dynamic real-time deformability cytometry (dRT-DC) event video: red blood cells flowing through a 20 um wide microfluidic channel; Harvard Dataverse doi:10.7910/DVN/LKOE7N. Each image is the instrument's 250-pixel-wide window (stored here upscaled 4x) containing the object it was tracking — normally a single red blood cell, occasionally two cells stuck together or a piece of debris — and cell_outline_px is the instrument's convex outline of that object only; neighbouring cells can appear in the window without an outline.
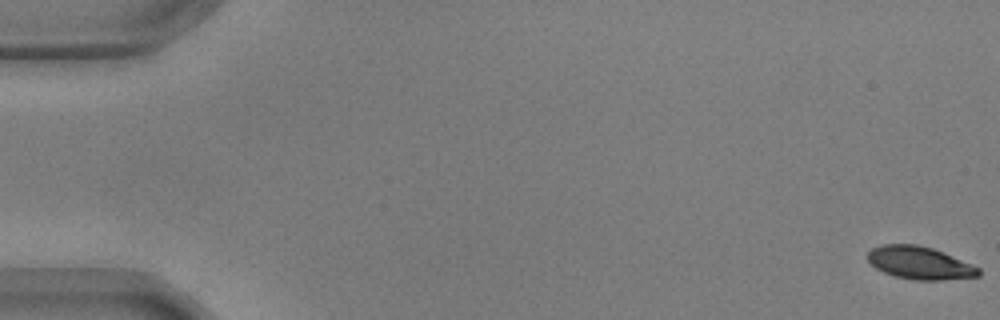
{"species": "common noctule bat (a hibernating species)", "species_latin": "Nyctalus noctula", "temperature_condition": "warm", "stored_images_in_passage": 57, "camera_frame_rate_fps": 3000, "um_per_image_px": 0.085, "animal": {"sex": "male", "body_mass_g": 17.9, "forearm_length_mm": 54.2}, "frame": {"image": 1, "passage_image": 1, "time_ms": 0.0, "image_size_px": [1000, 320], "cell_outline_px": [[980, 276], [944, 280], [916, 280], [896, 276], [884, 272], [876, 268], [864, 256], [872, 248], [884, 244], [916, 244], [932, 248], [944, 252], [972, 264], [980, 268]], "centroid_in_image_um": [78.18, 22.34], "position_along_channel_um": 6.8, "area_um2": 21.21}}
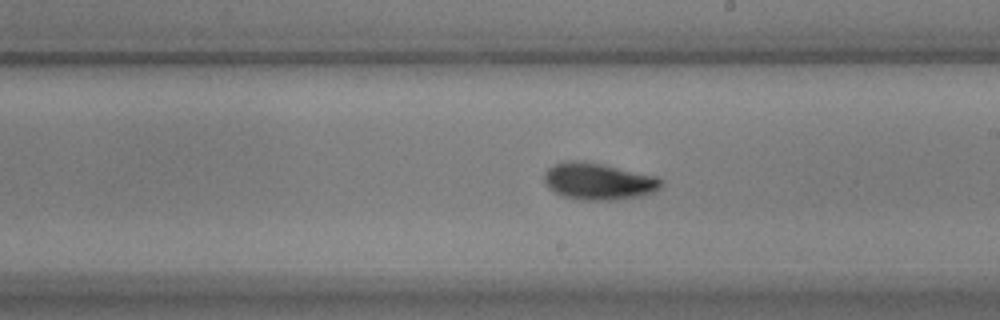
{"frame": {"image": 2, "passage_image": 33, "time_ms": 10.667, "image_size_px": [1000, 320], "cell_outline_px": [[664, 184], [660, 188], [652, 192], [640, 196], [608, 200], [580, 200], [560, 196], [548, 188], [544, 184], [544, 172], [548, 168], [556, 164], [572, 160], [584, 160], [604, 164], [656, 176], [664, 180]], "centroid_in_image_um": [50.85, 15.41], "position_along_channel_um": 238.2, "area_um2": 25.37}}
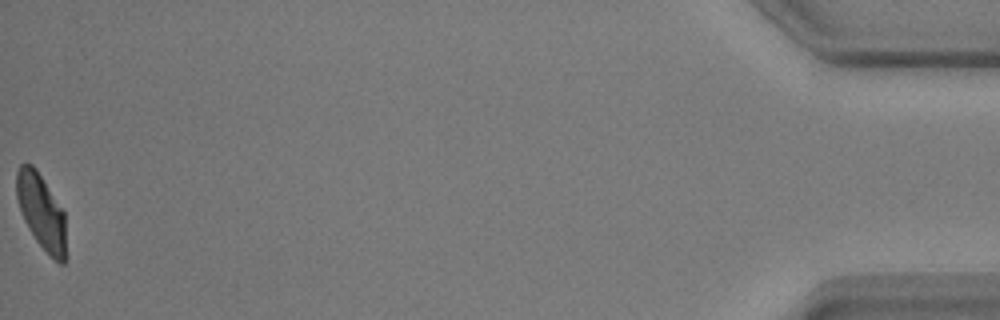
{"frame": {"image": 3, "passage_image": 57, "time_ms": 18.667, "image_size_px": [1000, 320], "cell_outline_px": [[64, 264], [60, 264], [36, 240], [28, 228], [24, 220], [16, 196], [16, 172], [20, 164], [32, 164], [36, 168], [64, 212]], "centroid_in_image_um": [3.47, 17.93], "position_along_channel_um": 431.7, "area_um2": 21.04}, "authors_computed_cell_mechanics": {"area_um2": 22.7732, "velocity_mm_per_s": 3.6052, "shape_relaxation_time_tau1_ms": 3.0267, "shape_relaxation_time_tau2_ms": 2.426, "deformation_change_tau1": 0.1382, "deformation_change_tau2": 0.068}}